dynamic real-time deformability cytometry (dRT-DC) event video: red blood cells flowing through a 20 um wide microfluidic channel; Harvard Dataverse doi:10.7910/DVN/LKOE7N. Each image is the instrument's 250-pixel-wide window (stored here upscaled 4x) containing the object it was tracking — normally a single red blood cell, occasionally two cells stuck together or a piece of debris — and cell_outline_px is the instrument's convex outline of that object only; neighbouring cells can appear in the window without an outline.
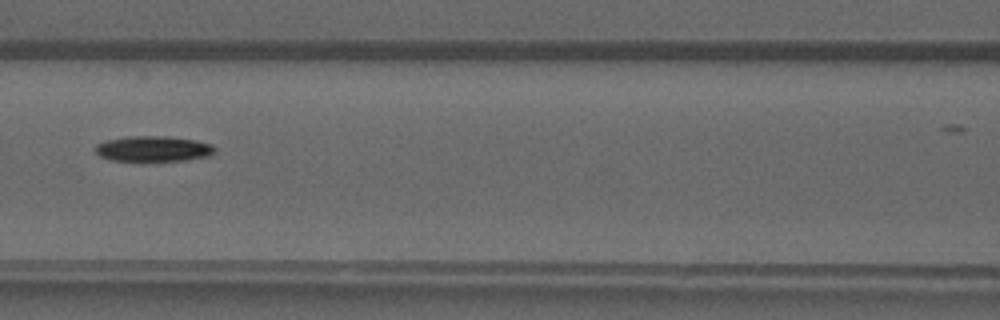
{"species": "common noctule bat (a hibernating species)", "species_latin": "Nyctalus noctula", "temperature_condition": "warm", "stored_images_in_passage": 4, "camera_frame_rate_fps": 3000, "um_per_image_px": 0.085, "animal": {"sex": "male", "forearm_length_mm": 52.5}, "frame": {"image": 1, "passage_image": 4, "time_ms": 3.333, "image_size_px": [1000, 320], "cell_outline_px": [[216, 152], [212, 156], [184, 160], [112, 160], [100, 156], [96, 152], [96, 144], [108, 140], [128, 136], [168, 136], [196, 140], [212, 144], [216, 148]], "centroid_in_image_um": [13.1, 12.63], "position_along_channel_um": 153.5, "area_um2": 17.69}}